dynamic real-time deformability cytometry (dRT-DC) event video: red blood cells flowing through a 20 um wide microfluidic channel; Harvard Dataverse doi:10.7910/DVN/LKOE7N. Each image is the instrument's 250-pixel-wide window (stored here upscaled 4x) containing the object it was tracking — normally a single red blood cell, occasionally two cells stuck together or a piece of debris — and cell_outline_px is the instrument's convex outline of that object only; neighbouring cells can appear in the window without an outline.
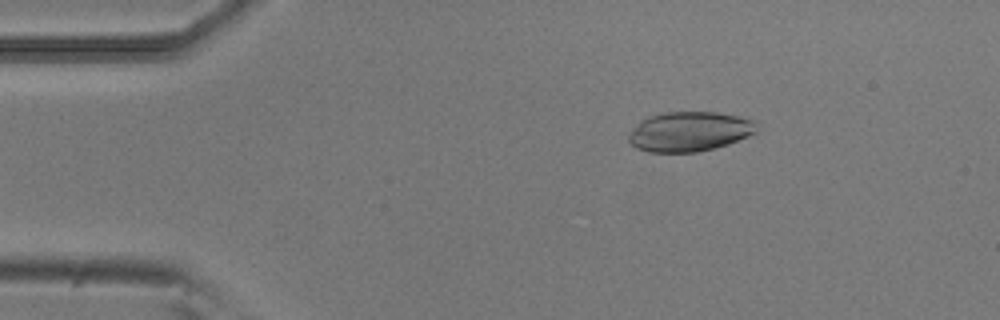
{"species": "common noctule bat (a hibernating species)", "species_latin": "Nyctalus noctula", "temperature_condition": "room temperature", "stored_images_in_passage": 31, "camera_frame_rate_fps": 3000, "um_per_image_px": 0.085, "animal": {"sex": "male", "body_mass_g": 20.5, "forearm_length_mm": 52.5}, "frame": {"image": 1, "passage_image": 2, "time_ms": 0.333, "image_size_px": [1000, 320], "cell_outline_px": [[760, 132], [728, 144], [716, 148], [696, 152], [648, 152], [636, 148], [628, 140], [628, 136], [648, 116], [664, 112], [716, 112], [736, 116], [752, 120], [760, 124]], "centroid_in_image_um": [58.69, 11.19], "position_along_channel_um": 26.3, "area_um2": 29.65}}
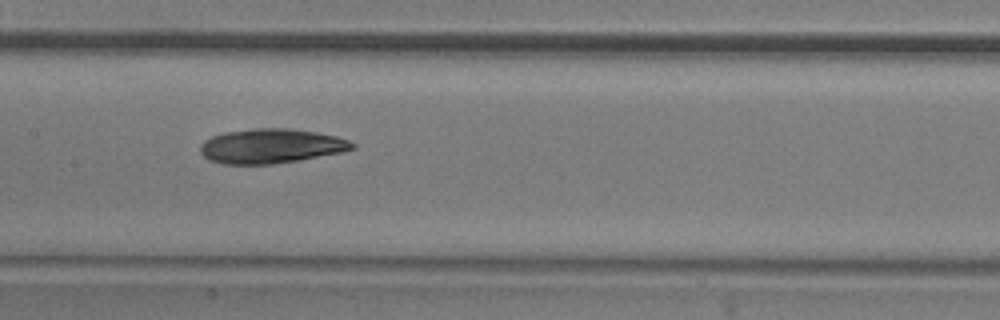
{"frame": {"image": 2, "passage_image": 19, "time_ms": 6.0, "image_size_px": [1000, 320], "cell_outline_px": [[356, 148], [344, 152], [300, 160], [272, 164], [224, 164], [208, 160], [200, 152], [200, 144], [204, 140], [212, 136], [224, 132], [252, 128], [288, 128], [316, 132], [336, 136], [348, 140], [356, 144]], "centroid_in_image_um": [23.04, 12.41], "position_along_channel_um": 184.4, "area_um2": 30.87}}
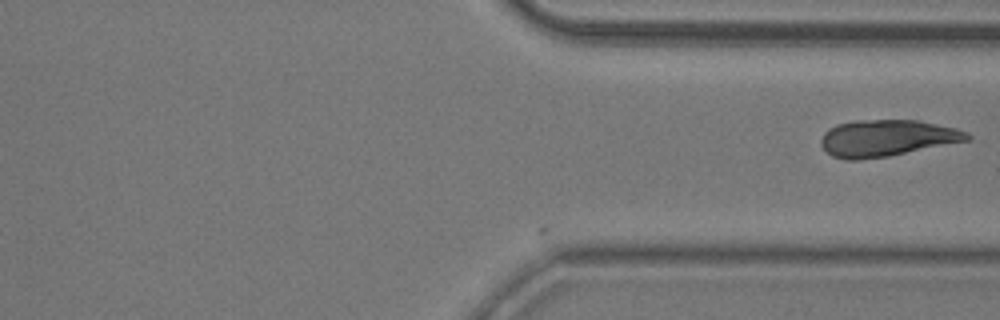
{"frame": {"image": 3, "passage_image": 31, "time_ms": 10.0, "image_size_px": [1000, 320], "cell_outline_px": [[972, 136], [968, 140], [888, 156], [860, 160], [844, 160], [832, 156], [820, 144], [820, 140], [824, 132], [828, 128], [836, 124], [856, 120], [920, 120], [956, 128], [968, 132]], "centroid_in_image_um": [75.35, 11.73], "position_along_channel_um": 336.0, "area_um2": 31.21}}